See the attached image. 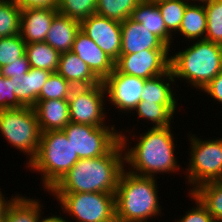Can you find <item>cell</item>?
<instances>
[{
    "instance_id": "30",
    "label": "cell",
    "mask_w": 222,
    "mask_h": 222,
    "mask_svg": "<svg viewBox=\"0 0 222 222\" xmlns=\"http://www.w3.org/2000/svg\"><path fill=\"white\" fill-rule=\"evenodd\" d=\"M207 18L205 40L222 45V0L203 3Z\"/></svg>"
},
{
    "instance_id": "3",
    "label": "cell",
    "mask_w": 222,
    "mask_h": 222,
    "mask_svg": "<svg viewBox=\"0 0 222 222\" xmlns=\"http://www.w3.org/2000/svg\"><path fill=\"white\" fill-rule=\"evenodd\" d=\"M121 172L115 192V216L120 222H148L161 215L157 178Z\"/></svg>"
},
{
    "instance_id": "5",
    "label": "cell",
    "mask_w": 222,
    "mask_h": 222,
    "mask_svg": "<svg viewBox=\"0 0 222 222\" xmlns=\"http://www.w3.org/2000/svg\"><path fill=\"white\" fill-rule=\"evenodd\" d=\"M78 160L63 130L47 131L41 132L37 154L25 167L41 173L42 188L49 192Z\"/></svg>"
},
{
    "instance_id": "24",
    "label": "cell",
    "mask_w": 222,
    "mask_h": 222,
    "mask_svg": "<svg viewBox=\"0 0 222 222\" xmlns=\"http://www.w3.org/2000/svg\"><path fill=\"white\" fill-rule=\"evenodd\" d=\"M178 104H157L151 102L140 101L132 113H136L140 120L144 119L154 127L171 126V120H174L175 112L177 111ZM136 111V112H134Z\"/></svg>"
},
{
    "instance_id": "15",
    "label": "cell",
    "mask_w": 222,
    "mask_h": 222,
    "mask_svg": "<svg viewBox=\"0 0 222 222\" xmlns=\"http://www.w3.org/2000/svg\"><path fill=\"white\" fill-rule=\"evenodd\" d=\"M71 51L84 61L101 81L114 71L115 62L81 29L75 36Z\"/></svg>"
},
{
    "instance_id": "25",
    "label": "cell",
    "mask_w": 222,
    "mask_h": 222,
    "mask_svg": "<svg viewBox=\"0 0 222 222\" xmlns=\"http://www.w3.org/2000/svg\"><path fill=\"white\" fill-rule=\"evenodd\" d=\"M61 53L46 42L26 44V56L30 67L57 72Z\"/></svg>"
},
{
    "instance_id": "29",
    "label": "cell",
    "mask_w": 222,
    "mask_h": 222,
    "mask_svg": "<svg viewBox=\"0 0 222 222\" xmlns=\"http://www.w3.org/2000/svg\"><path fill=\"white\" fill-rule=\"evenodd\" d=\"M21 8L10 0H0V38L20 34Z\"/></svg>"
},
{
    "instance_id": "8",
    "label": "cell",
    "mask_w": 222,
    "mask_h": 222,
    "mask_svg": "<svg viewBox=\"0 0 222 222\" xmlns=\"http://www.w3.org/2000/svg\"><path fill=\"white\" fill-rule=\"evenodd\" d=\"M61 205L62 212L76 222H113L115 193H51Z\"/></svg>"
},
{
    "instance_id": "22",
    "label": "cell",
    "mask_w": 222,
    "mask_h": 222,
    "mask_svg": "<svg viewBox=\"0 0 222 222\" xmlns=\"http://www.w3.org/2000/svg\"><path fill=\"white\" fill-rule=\"evenodd\" d=\"M207 18L203 3H189L184 11L179 29V36L185 41L205 40ZM193 40V41H192Z\"/></svg>"
},
{
    "instance_id": "9",
    "label": "cell",
    "mask_w": 222,
    "mask_h": 222,
    "mask_svg": "<svg viewBox=\"0 0 222 222\" xmlns=\"http://www.w3.org/2000/svg\"><path fill=\"white\" fill-rule=\"evenodd\" d=\"M63 131L79 159L106 155L120 142V133L114 125L95 127L70 122Z\"/></svg>"
},
{
    "instance_id": "16",
    "label": "cell",
    "mask_w": 222,
    "mask_h": 222,
    "mask_svg": "<svg viewBox=\"0 0 222 222\" xmlns=\"http://www.w3.org/2000/svg\"><path fill=\"white\" fill-rule=\"evenodd\" d=\"M57 9L26 8L21 9L20 35L26 44L44 42Z\"/></svg>"
},
{
    "instance_id": "20",
    "label": "cell",
    "mask_w": 222,
    "mask_h": 222,
    "mask_svg": "<svg viewBox=\"0 0 222 222\" xmlns=\"http://www.w3.org/2000/svg\"><path fill=\"white\" fill-rule=\"evenodd\" d=\"M80 21L58 13L52 20L45 41L60 53L71 51Z\"/></svg>"
},
{
    "instance_id": "36",
    "label": "cell",
    "mask_w": 222,
    "mask_h": 222,
    "mask_svg": "<svg viewBox=\"0 0 222 222\" xmlns=\"http://www.w3.org/2000/svg\"><path fill=\"white\" fill-rule=\"evenodd\" d=\"M191 199L195 203V207L185 212L179 220L175 222H215L213 217L208 213L207 208L194 196L191 192H188Z\"/></svg>"
},
{
    "instance_id": "19",
    "label": "cell",
    "mask_w": 222,
    "mask_h": 222,
    "mask_svg": "<svg viewBox=\"0 0 222 222\" xmlns=\"http://www.w3.org/2000/svg\"><path fill=\"white\" fill-rule=\"evenodd\" d=\"M130 18L137 23H141L168 47H173V36L167 31L160 9L154 0H142L135 7Z\"/></svg>"
},
{
    "instance_id": "18",
    "label": "cell",
    "mask_w": 222,
    "mask_h": 222,
    "mask_svg": "<svg viewBox=\"0 0 222 222\" xmlns=\"http://www.w3.org/2000/svg\"><path fill=\"white\" fill-rule=\"evenodd\" d=\"M57 73L73 87L92 86L102 82L72 51L61 53Z\"/></svg>"
},
{
    "instance_id": "37",
    "label": "cell",
    "mask_w": 222,
    "mask_h": 222,
    "mask_svg": "<svg viewBox=\"0 0 222 222\" xmlns=\"http://www.w3.org/2000/svg\"><path fill=\"white\" fill-rule=\"evenodd\" d=\"M10 79L12 81L13 91L18 101L24 107H29L28 72L25 74V76L12 77Z\"/></svg>"
},
{
    "instance_id": "28",
    "label": "cell",
    "mask_w": 222,
    "mask_h": 222,
    "mask_svg": "<svg viewBox=\"0 0 222 222\" xmlns=\"http://www.w3.org/2000/svg\"><path fill=\"white\" fill-rule=\"evenodd\" d=\"M160 9L167 31L174 36L179 32L184 11L189 4L186 0H154ZM175 33V34H174Z\"/></svg>"
},
{
    "instance_id": "34",
    "label": "cell",
    "mask_w": 222,
    "mask_h": 222,
    "mask_svg": "<svg viewBox=\"0 0 222 222\" xmlns=\"http://www.w3.org/2000/svg\"><path fill=\"white\" fill-rule=\"evenodd\" d=\"M51 71L30 67L28 71L29 107H34L38 101L41 88L51 75Z\"/></svg>"
},
{
    "instance_id": "17",
    "label": "cell",
    "mask_w": 222,
    "mask_h": 222,
    "mask_svg": "<svg viewBox=\"0 0 222 222\" xmlns=\"http://www.w3.org/2000/svg\"><path fill=\"white\" fill-rule=\"evenodd\" d=\"M33 108L41 132L63 130L70 123L68 100H38Z\"/></svg>"
},
{
    "instance_id": "13",
    "label": "cell",
    "mask_w": 222,
    "mask_h": 222,
    "mask_svg": "<svg viewBox=\"0 0 222 222\" xmlns=\"http://www.w3.org/2000/svg\"><path fill=\"white\" fill-rule=\"evenodd\" d=\"M80 29L114 62L121 54V22L93 14L80 22Z\"/></svg>"
},
{
    "instance_id": "11",
    "label": "cell",
    "mask_w": 222,
    "mask_h": 222,
    "mask_svg": "<svg viewBox=\"0 0 222 222\" xmlns=\"http://www.w3.org/2000/svg\"><path fill=\"white\" fill-rule=\"evenodd\" d=\"M170 50H143L139 53L120 54L115 68L127 75L150 79L170 69ZM169 55V56H168Z\"/></svg>"
},
{
    "instance_id": "23",
    "label": "cell",
    "mask_w": 222,
    "mask_h": 222,
    "mask_svg": "<svg viewBox=\"0 0 222 222\" xmlns=\"http://www.w3.org/2000/svg\"><path fill=\"white\" fill-rule=\"evenodd\" d=\"M14 196L15 198L6 210L5 219L7 222H40L43 219L42 209L44 208L39 199H31L30 196H22L21 194Z\"/></svg>"
},
{
    "instance_id": "27",
    "label": "cell",
    "mask_w": 222,
    "mask_h": 222,
    "mask_svg": "<svg viewBox=\"0 0 222 222\" xmlns=\"http://www.w3.org/2000/svg\"><path fill=\"white\" fill-rule=\"evenodd\" d=\"M142 0H97L96 14L118 22L130 18Z\"/></svg>"
},
{
    "instance_id": "2",
    "label": "cell",
    "mask_w": 222,
    "mask_h": 222,
    "mask_svg": "<svg viewBox=\"0 0 222 222\" xmlns=\"http://www.w3.org/2000/svg\"><path fill=\"white\" fill-rule=\"evenodd\" d=\"M124 169V149L119 142L106 155L79 159L48 193H115Z\"/></svg>"
},
{
    "instance_id": "14",
    "label": "cell",
    "mask_w": 222,
    "mask_h": 222,
    "mask_svg": "<svg viewBox=\"0 0 222 222\" xmlns=\"http://www.w3.org/2000/svg\"><path fill=\"white\" fill-rule=\"evenodd\" d=\"M121 54L143 50H171L159 37L131 18L121 22Z\"/></svg>"
},
{
    "instance_id": "26",
    "label": "cell",
    "mask_w": 222,
    "mask_h": 222,
    "mask_svg": "<svg viewBox=\"0 0 222 222\" xmlns=\"http://www.w3.org/2000/svg\"><path fill=\"white\" fill-rule=\"evenodd\" d=\"M207 208L215 222H222V181H209L191 192Z\"/></svg>"
},
{
    "instance_id": "6",
    "label": "cell",
    "mask_w": 222,
    "mask_h": 222,
    "mask_svg": "<svg viewBox=\"0 0 222 222\" xmlns=\"http://www.w3.org/2000/svg\"><path fill=\"white\" fill-rule=\"evenodd\" d=\"M0 133L11 147L27 154L28 165L36 156L41 130L33 107L0 110Z\"/></svg>"
},
{
    "instance_id": "40",
    "label": "cell",
    "mask_w": 222,
    "mask_h": 222,
    "mask_svg": "<svg viewBox=\"0 0 222 222\" xmlns=\"http://www.w3.org/2000/svg\"><path fill=\"white\" fill-rule=\"evenodd\" d=\"M206 92V95L212 97L213 100H217L222 104V70L220 73L206 86L202 92Z\"/></svg>"
},
{
    "instance_id": "32",
    "label": "cell",
    "mask_w": 222,
    "mask_h": 222,
    "mask_svg": "<svg viewBox=\"0 0 222 222\" xmlns=\"http://www.w3.org/2000/svg\"><path fill=\"white\" fill-rule=\"evenodd\" d=\"M73 88L74 87L65 78L57 72H53L41 88L38 100H68Z\"/></svg>"
},
{
    "instance_id": "33",
    "label": "cell",
    "mask_w": 222,
    "mask_h": 222,
    "mask_svg": "<svg viewBox=\"0 0 222 222\" xmlns=\"http://www.w3.org/2000/svg\"><path fill=\"white\" fill-rule=\"evenodd\" d=\"M26 54V43L20 34L0 38V65L19 61Z\"/></svg>"
},
{
    "instance_id": "44",
    "label": "cell",
    "mask_w": 222,
    "mask_h": 222,
    "mask_svg": "<svg viewBox=\"0 0 222 222\" xmlns=\"http://www.w3.org/2000/svg\"><path fill=\"white\" fill-rule=\"evenodd\" d=\"M3 77L2 66L0 65V78Z\"/></svg>"
},
{
    "instance_id": "7",
    "label": "cell",
    "mask_w": 222,
    "mask_h": 222,
    "mask_svg": "<svg viewBox=\"0 0 222 222\" xmlns=\"http://www.w3.org/2000/svg\"><path fill=\"white\" fill-rule=\"evenodd\" d=\"M189 135L190 159L185 168L186 183L192 192L199 185L209 181H222V138L202 139L192 133Z\"/></svg>"
},
{
    "instance_id": "31",
    "label": "cell",
    "mask_w": 222,
    "mask_h": 222,
    "mask_svg": "<svg viewBox=\"0 0 222 222\" xmlns=\"http://www.w3.org/2000/svg\"><path fill=\"white\" fill-rule=\"evenodd\" d=\"M97 0H58L57 10L63 16L82 21L96 14Z\"/></svg>"
},
{
    "instance_id": "38",
    "label": "cell",
    "mask_w": 222,
    "mask_h": 222,
    "mask_svg": "<svg viewBox=\"0 0 222 222\" xmlns=\"http://www.w3.org/2000/svg\"><path fill=\"white\" fill-rule=\"evenodd\" d=\"M30 65L26 54L11 64L2 66L3 76L6 78L25 76L29 71Z\"/></svg>"
},
{
    "instance_id": "45",
    "label": "cell",
    "mask_w": 222,
    "mask_h": 222,
    "mask_svg": "<svg viewBox=\"0 0 222 222\" xmlns=\"http://www.w3.org/2000/svg\"><path fill=\"white\" fill-rule=\"evenodd\" d=\"M0 222H7L5 218H3L2 220H0Z\"/></svg>"
},
{
    "instance_id": "1",
    "label": "cell",
    "mask_w": 222,
    "mask_h": 222,
    "mask_svg": "<svg viewBox=\"0 0 222 222\" xmlns=\"http://www.w3.org/2000/svg\"><path fill=\"white\" fill-rule=\"evenodd\" d=\"M172 126L150 127L136 138L137 144L129 146V136L120 130V142L124 149V164L128 172L145 177H156L157 174L181 172L180 163L175 153V138ZM130 147V148H128ZM131 166V167H130ZM179 169V170H178Z\"/></svg>"
},
{
    "instance_id": "39",
    "label": "cell",
    "mask_w": 222,
    "mask_h": 222,
    "mask_svg": "<svg viewBox=\"0 0 222 222\" xmlns=\"http://www.w3.org/2000/svg\"><path fill=\"white\" fill-rule=\"evenodd\" d=\"M21 9L26 8H51L57 9L58 0H10Z\"/></svg>"
},
{
    "instance_id": "12",
    "label": "cell",
    "mask_w": 222,
    "mask_h": 222,
    "mask_svg": "<svg viewBox=\"0 0 222 222\" xmlns=\"http://www.w3.org/2000/svg\"><path fill=\"white\" fill-rule=\"evenodd\" d=\"M145 80L120 73L116 68L102 82L105 87L107 101L117 110L125 113H132L137 104L141 101Z\"/></svg>"
},
{
    "instance_id": "42",
    "label": "cell",
    "mask_w": 222,
    "mask_h": 222,
    "mask_svg": "<svg viewBox=\"0 0 222 222\" xmlns=\"http://www.w3.org/2000/svg\"><path fill=\"white\" fill-rule=\"evenodd\" d=\"M65 218V216L64 217H62L61 215L59 216V215H53L52 214V216H46V217H44L40 222H70V220H66V219H64Z\"/></svg>"
},
{
    "instance_id": "35",
    "label": "cell",
    "mask_w": 222,
    "mask_h": 222,
    "mask_svg": "<svg viewBox=\"0 0 222 222\" xmlns=\"http://www.w3.org/2000/svg\"><path fill=\"white\" fill-rule=\"evenodd\" d=\"M24 107L17 99L10 78H0V110Z\"/></svg>"
},
{
    "instance_id": "43",
    "label": "cell",
    "mask_w": 222,
    "mask_h": 222,
    "mask_svg": "<svg viewBox=\"0 0 222 222\" xmlns=\"http://www.w3.org/2000/svg\"><path fill=\"white\" fill-rule=\"evenodd\" d=\"M188 1L189 3H205V2H208V1H211V0H186Z\"/></svg>"
},
{
    "instance_id": "4",
    "label": "cell",
    "mask_w": 222,
    "mask_h": 222,
    "mask_svg": "<svg viewBox=\"0 0 222 222\" xmlns=\"http://www.w3.org/2000/svg\"><path fill=\"white\" fill-rule=\"evenodd\" d=\"M171 55L170 69L175 80H184L200 92L222 70V45L214 42L194 40L188 48Z\"/></svg>"
},
{
    "instance_id": "10",
    "label": "cell",
    "mask_w": 222,
    "mask_h": 222,
    "mask_svg": "<svg viewBox=\"0 0 222 222\" xmlns=\"http://www.w3.org/2000/svg\"><path fill=\"white\" fill-rule=\"evenodd\" d=\"M103 82L86 87H74L68 98L70 122L90 126H105L108 118L104 108L107 100Z\"/></svg>"
},
{
    "instance_id": "21",
    "label": "cell",
    "mask_w": 222,
    "mask_h": 222,
    "mask_svg": "<svg viewBox=\"0 0 222 222\" xmlns=\"http://www.w3.org/2000/svg\"><path fill=\"white\" fill-rule=\"evenodd\" d=\"M177 81L173 77L171 69L162 75L146 79L143 92L141 94V101L157 103V104H179L174 93L173 88Z\"/></svg>"
},
{
    "instance_id": "41",
    "label": "cell",
    "mask_w": 222,
    "mask_h": 222,
    "mask_svg": "<svg viewBox=\"0 0 222 222\" xmlns=\"http://www.w3.org/2000/svg\"><path fill=\"white\" fill-rule=\"evenodd\" d=\"M12 198H9L10 200L5 199V195L2 194V191L0 189V220L5 218L6 210L9 206V204L13 201L15 197L11 196Z\"/></svg>"
}]
</instances>
